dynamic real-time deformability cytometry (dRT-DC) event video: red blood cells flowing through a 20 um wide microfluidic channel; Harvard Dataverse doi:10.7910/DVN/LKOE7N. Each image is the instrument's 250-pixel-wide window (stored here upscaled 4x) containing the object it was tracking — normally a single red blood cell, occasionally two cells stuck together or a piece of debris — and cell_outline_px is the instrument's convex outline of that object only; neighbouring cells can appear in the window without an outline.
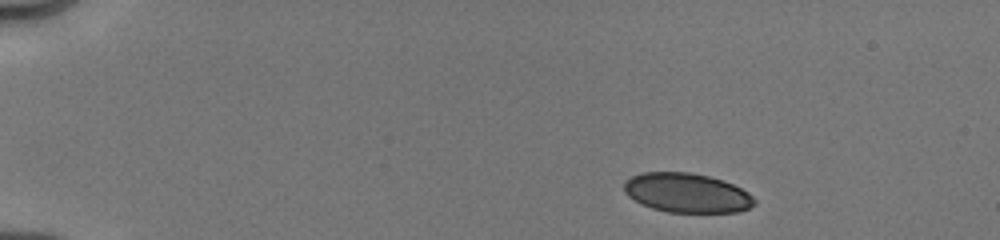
{"species": "human", "species_latin": "Homo sapiens", "temperature_condition": "cold", "stored_images_in_passage": 13, "camera_frame_rate_fps": 3000, "um_per_image_px": 0.085, "donor": {"sex": "male"}, "frame": {"image": 1, "passage_image": 1, "time_ms": 0.0, "image_size_px": [1000, 240], "cell_outline_px": [[756, 204], [740, 212], [668, 212], [652, 208], [640, 204], [628, 196], [624, 192], [624, 184], [632, 176], [640, 172], [688, 172], [708, 176], [724, 180], [748, 192], [756, 200]], "centroid_in_image_um": [58.38, 16.4], "position_along_channel_um": 26.6, "area_um2": 30.0}}
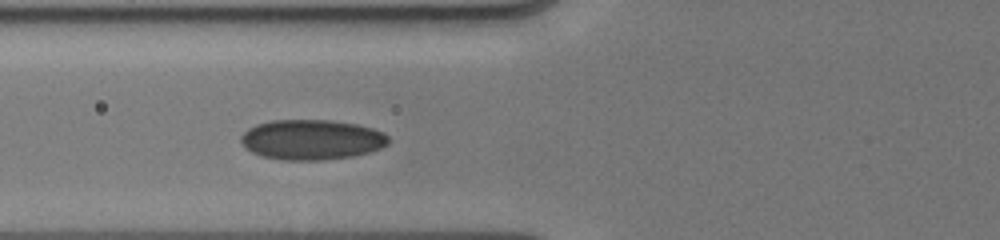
{"frame": {"image": 2, "passage_image": 8, "time_ms": 4.333, "image_size_px": [1000, 240], "cell_outline_px": [[388, 144], [380, 148], [368, 152], [352, 156], [320, 160], [284, 160], [260, 156], [244, 148], [240, 144], [240, 136], [248, 128], [256, 124], [272, 120], [332, 120], [356, 124], [372, 128], [384, 132], [388, 136]], "centroid_in_image_um": [26.44, 11.87], "position_along_channel_um": 99.4, "area_um2": 34.68}}
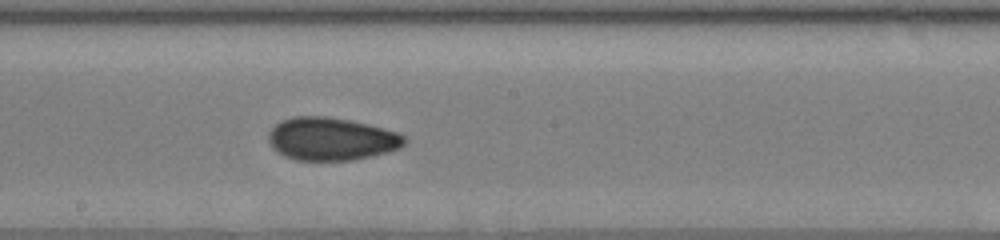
{"frame": {"image": 3, "passage_image": 13, "time_ms": 7.333, "image_size_px": [1000, 240], "cell_outline_px": [[408, 140], [400, 148], [388, 152], [372, 156], [352, 160], [296, 160], [284, 156], [272, 148], [268, 140], [268, 132], [280, 120], [292, 116], [324, 116], [348, 120], [396, 132], [404, 136]], "centroid_in_image_um": [28.12, 11.81], "position_along_channel_um": 220.1, "area_um2": 33.87}}